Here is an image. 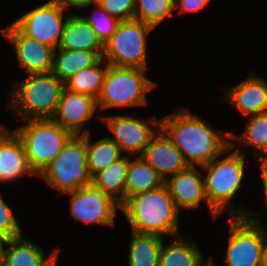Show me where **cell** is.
Returning a JSON list of instances; mask_svg holds the SVG:
<instances>
[{"instance_id":"3957f363","label":"cell","mask_w":267,"mask_h":266,"mask_svg":"<svg viewBox=\"0 0 267 266\" xmlns=\"http://www.w3.org/2000/svg\"><path fill=\"white\" fill-rule=\"evenodd\" d=\"M226 154L227 156L222 159L218 156L210 163L201 166V169L206 171L204 172L205 193L211 215L217 218L224 212L225 208H229V217L250 216L253 212L243 210L240 205V210H238L239 208L234 209L233 207L236 206L231 203V199L236 196L242 186V180L245 176L246 154L242 151H236L231 145L225 151Z\"/></svg>"},{"instance_id":"30bf717a","label":"cell","mask_w":267,"mask_h":266,"mask_svg":"<svg viewBox=\"0 0 267 266\" xmlns=\"http://www.w3.org/2000/svg\"><path fill=\"white\" fill-rule=\"evenodd\" d=\"M65 13L66 10L57 0H49L25 12L12 23L27 37L55 50L59 46L64 25L70 15Z\"/></svg>"},{"instance_id":"5b68a950","label":"cell","mask_w":267,"mask_h":266,"mask_svg":"<svg viewBox=\"0 0 267 266\" xmlns=\"http://www.w3.org/2000/svg\"><path fill=\"white\" fill-rule=\"evenodd\" d=\"M25 125L12 130L20 138L30 168L38 176L61 152L73 134L52 118L23 120Z\"/></svg>"},{"instance_id":"603a6c76","label":"cell","mask_w":267,"mask_h":266,"mask_svg":"<svg viewBox=\"0 0 267 266\" xmlns=\"http://www.w3.org/2000/svg\"><path fill=\"white\" fill-rule=\"evenodd\" d=\"M246 118L250 119L243 134L236 135L231 132V146L236 147V142H238L239 146L235 149L236 151H241L240 145L242 144L243 147L245 145L255 148L253 154L256 161L267 158V112L252 114Z\"/></svg>"},{"instance_id":"f546056e","label":"cell","mask_w":267,"mask_h":266,"mask_svg":"<svg viewBox=\"0 0 267 266\" xmlns=\"http://www.w3.org/2000/svg\"><path fill=\"white\" fill-rule=\"evenodd\" d=\"M94 5L96 7L93 10L94 12L90 16L82 17L92 26V29L104 44L115 33L121 21L109 15L99 3Z\"/></svg>"},{"instance_id":"f35d334b","label":"cell","mask_w":267,"mask_h":266,"mask_svg":"<svg viewBox=\"0 0 267 266\" xmlns=\"http://www.w3.org/2000/svg\"><path fill=\"white\" fill-rule=\"evenodd\" d=\"M58 256L48 265V266H57Z\"/></svg>"},{"instance_id":"d6a6232c","label":"cell","mask_w":267,"mask_h":266,"mask_svg":"<svg viewBox=\"0 0 267 266\" xmlns=\"http://www.w3.org/2000/svg\"><path fill=\"white\" fill-rule=\"evenodd\" d=\"M210 0H177L175 10L179 9V14L182 12H198L209 4Z\"/></svg>"},{"instance_id":"74e56055","label":"cell","mask_w":267,"mask_h":266,"mask_svg":"<svg viewBox=\"0 0 267 266\" xmlns=\"http://www.w3.org/2000/svg\"><path fill=\"white\" fill-rule=\"evenodd\" d=\"M209 258L207 263H204V260L202 259L197 266H218L217 264H213L212 260Z\"/></svg>"},{"instance_id":"ba28073f","label":"cell","mask_w":267,"mask_h":266,"mask_svg":"<svg viewBox=\"0 0 267 266\" xmlns=\"http://www.w3.org/2000/svg\"><path fill=\"white\" fill-rule=\"evenodd\" d=\"M154 27L141 20L121 21L104 43L102 58L116 67L147 69V35Z\"/></svg>"},{"instance_id":"2e32d148","label":"cell","mask_w":267,"mask_h":266,"mask_svg":"<svg viewBox=\"0 0 267 266\" xmlns=\"http://www.w3.org/2000/svg\"><path fill=\"white\" fill-rule=\"evenodd\" d=\"M142 157L157 171L164 181L189 166L180 150L161 128L151 138Z\"/></svg>"},{"instance_id":"4fadbf2b","label":"cell","mask_w":267,"mask_h":266,"mask_svg":"<svg viewBox=\"0 0 267 266\" xmlns=\"http://www.w3.org/2000/svg\"><path fill=\"white\" fill-rule=\"evenodd\" d=\"M0 34L13 44L19 67L28 74L50 73L54 49L24 35L13 23Z\"/></svg>"},{"instance_id":"d6986e66","label":"cell","mask_w":267,"mask_h":266,"mask_svg":"<svg viewBox=\"0 0 267 266\" xmlns=\"http://www.w3.org/2000/svg\"><path fill=\"white\" fill-rule=\"evenodd\" d=\"M58 48L103 52L104 44L82 16L70 13L64 25Z\"/></svg>"},{"instance_id":"1f68e13d","label":"cell","mask_w":267,"mask_h":266,"mask_svg":"<svg viewBox=\"0 0 267 266\" xmlns=\"http://www.w3.org/2000/svg\"><path fill=\"white\" fill-rule=\"evenodd\" d=\"M99 4L109 15L120 21L135 17V0H101Z\"/></svg>"},{"instance_id":"cb8c5ba5","label":"cell","mask_w":267,"mask_h":266,"mask_svg":"<svg viewBox=\"0 0 267 266\" xmlns=\"http://www.w3.org/2000/svg\"><path fill=\"white\" fill-rule=\"evenodd\" d=\"M128 155H123L92 177V185L111 195L121 205L125 202V182L129 167Z\"/></svg>"},{"instance_id":"6da1fadb","label":"cell","mask_w":267,"mask_h":266,"mask_svg":"<svg viewBox=\"0 0 267 266\" xmlns=\"http://www.w3.org/2000/svg\"><path fill=\"white\" fill-rule=\"evenodd\" d=\"M188 109H178L161 118V129L180 150L189 166H203L225 154L231 145V131H214Z\"/></svg>"},{"instance_id":"7a4b0ae2","label":"cell","mask_w":267,"mask_h":266,"mask_svg":"<svg viewBox=\"0 0 267 266\" xmlns=\"http://www.w3.org/2000/svg\"><path fill=\"white\" fill-rule=\"evenodd\" d=\"M131 231L163 238L178 236L179 213L165 183L150 191L129 197L122 205Z\"/></svg>"},{"instance_id":"7402d4cb","label":"cell","mask_w":267,"mask_h":266,"mask_svg":"<svg viewBox=\"0 0 267 266\" xmlns=\"http://www.w3.org/2000/svg\"><path fill=\"white\" fill-rule=\"evenodd\" d=\"M164 182V179L142 156L130 158L125 182V201L138 193L162 186Z\"/></svg>"},{"instance_id":"4dcf8cb0","label":"cell","mask_w":267,"mask_h":266,"mask_svg":"<svg viewBox=\"0 0 267 266\" xmlns=\"http://www.w3.org/2000/svg\"><path fill=\"white\" fill-rule=\"evenodd\" d=\"M0 235L7 239L16 238L23 235L21 224L11 211V208L0 195Z\"/></svg>"},{"instance_id":"f1b7e54d","label":"cell","mask_w":267,"mask_h":266,"mask_svg":"<svg viewBox=\"0 0 267 266\" xmlns=\"http://www.w3.org/2000/svg\"><path fill=\"white\" fill-rule=\"evenodd\" d=\"M173 0H135V17L154 28L175 11Z\"/></svg>"},{"instance_id":"4316f807","label":"cell","mask_w":267,"mask_h":266,"mask_svg":"<svg viewBox=\"0 0 267 266\" xmlns=\"http://www.w3.org/2000/svg\"><path fill=\"white\" fill-rule=\"evenodd\" d=\"M108 66L109 64L101 58L95 65L78 71L64 81L65 89L75 93L86 94L98 99L103 88Z\"/></svg>"},{"instance_id":"83f0119b","label":"cell","mask_w":267,"mask_h":266,"mask_svg":"<svg viewBox=\"0 0 267 266\" xmlns=\"http://www.w3.org/2000/svg\"><path fill=\"white\" fill-rule=\"evenodd\" d=\"M87 167L92 177L123 156L119 146L110 138L90 142V132L86 134Z\"/></svg>"},{"instance_id":"8992f818","label":"cell","mask_w":267,"mask_h":266,"mask_svg":"<svg viewBox=\"0 0 267 266\" xmlns=\"http://www.w3.org/2000/svg\"><path fill=\"white\" fill-rule=\"evenodd\" d=\"M38 177L61 193L91 186L92 175L87 167L86 134L73 135Z\"/></svg>"},{"instance_id":"277c9868","label":"cell","mask_w":267,"mask_h":266,"mask_svg":"<svg viewBox=\"0 0 267 266\" xmlns=\"http://www.w3.org/2000/svg\"><path fill=\"white\" fill-rule=\"evenodd\" d=\"M13 83L7 108L12 109L17 118L22 121L54 116L65 89L64 81L50 72L29 74L26 80Z\"/></svg>"},{"instance_id":"9a60e30c","label":"cell","mask_w":267,"mask_h":266,"mask_svg":"<svg viewBox=\"0 0 267 266\" xmlns=\"http://www.w3.org/2000/svg\"><path fill=\"white\" fill-rule=\"evenodd\" d=\"M196 167L188 166L185 170L168 177L164 182L179 210L197 208L202 201L209 208L204 175Z\"/></svg>"},{"instance_id":"5bb4252c","label":"cell","mask_w":267,"mask_h":266,"mask_svg":"<svg viewBox=\"0 0 267 266\" xmlns=\"http://www.w3.org/2000/svg\"><path fill=\"white\" fill-rule=\"evenodd\" d=\"M97 110V99L64 89L52 119L73 135H84L90 132L86 124Z\"/></svg>"},{"instance_id":"52a82bcc","label":"cell","mask_w":267,"mask_h":266,"mask_svg":"<svg viewBox=\"0 0 267 266\" xmlns=\"http://www.w3.org/2000/svg\"><path fill=\"white\" fill-rule=\"evenodd\" d=\"M147 69L108 66L102 91L97 99L98 109L138 107L148 103L146 95L157 86L145 76Z\"/></svg>"},{"instance_id":"7c38bea8","label":"cell","mask_w":267,"mask_h":266,"mask_svg":"<svg viewBox=\"0 0 267 266\" xmlns=\"http://www.w3.org/2000/svg\"><path fill=\"white\" fill-rule=\"evenodd\" d=\"M70 197L71 216L86 224L115 225L116 210L121 204L93 185L65 193Z\"/></svg>"},{"instance_id":"ab89813d","label":"cell","mask_w":267,"mask_h":266,"mask_svg":"<svg viewBox=\"0 0 267 266\" xmlns=\"http://www.w3.org/2000/svg\"><path fill=\"white\" fill-rule=\"evenodd\" d=\"M101 0H93V4L99 3Z\"/></svg>"},{"instance_id":"836d02e7","label":"cell","mask_w":267,"mask_h":266,"mask_svg":"<svg viewBox=\"0 0 267 266\" xmlns=\"http://www.w3.org/2000/svg\"><path fill=\"white\" fill-rule=\"evenodd\" d=\"M57 2L65 9L68 7H75L78 9L87 8L93 5V0H57Z\"/></svg>"},{"instance_id":"e0dca14e","label":"cell","mask_w":267,"mask_h":266,"mask_svg":"<svg viewBox=\"0 0 267 266\" xmlns=\"http://www.w3.org/2000/svg\"><path fill=\"white\" fill-rule=\"evenodd\" d=\"M33 174L36 175L28 164L20 138L0 124V182L8 183Z\"/></svg>"},{"instance_id":"484cf974","label":"cell","mask_w":267,"mask_h":266,"mask_svg":"<svg viewBox=\"0 0 267 266\" xmlns=\"http://www.w3.org/2000/svg\"><path fill=\"white\" fill-rule=\"evenodd\" d=\"M203 259L201 250L195 242L187 241L184 236L172 237L169 244L160 251L159 266H197Z\"/></svg>"},{"instance_id":"ffe728a7","label":"cell","mask_w":267,"mask_h":266,"mask_svg":"<svg viewBox=\"0 0 267 266\" xmlns=\"http://www.w3.org/2000/svg\"><path fill=\"white\" fill-rule=\"evenodd\" d=\"M22 236L8 239L4 250V266H48L57 256L52 251L48 257L39 245Z\"/></svg>"},{"instance_id":"9c48e42d","label":"cell","mask_w":267,"mask_h":266,"mask_svg":"<svg viewBox=\"0 0 267 266\" xmlns=\"http://www.w3.org/2000/svg\"><path fill=\"white\" fill-rule=\"evenodd\" d=\"M224 266H261L262 221L259 215L229 217Z\"/></svg>"},{"instance_id":"8fae6325","label":"cell","mask_w":267,"mask_h":266,"mask_svg":"<svg viewBox=\"0 0 267 266\" xmlns=\"http://www.w3.org/2000/svg\"><path fill=\"white\" fill-rule=\"evenodd\" d=\"M100 118L111 131L109 134H113L114 137L110 138L119 146L122 154L128 156H142L151 138L161 127V118L155 117L149 120H140L130 115H109Z\"/></svg>"},{"instance_id":"ac0fdd59","label":"cell","mask_w":267,"mask_h":266,"mask_svg":"<svg viewBox=\"0 0 267 266\" xmlns=\"http://www.w3.org/2000/svg\"><path fill=\"white\" fill-rule=\"evenodd\" d=\"M225 102L231 103L244 117L267 112V81L258 75L247 77L241 83L227 88Z\"/></svg>"},{"instance_id":"d590c367","label":"cell","mask_w":267,"mask_h":266,"mask_svg":"<svg viewBox=\"0 0 267 266\" xmlns=\"http://www.w3.org/2000/svg\"><path fill=\"white\" fill-rule=\"evenodd\" d=\"M261 266H267V228L262 225Z\"/></svg>"},{"instance_id":"e575fe53","label":"cell","mask_w":267,"mask_h":266,"mask_svg":"<svg viewBox=\"0 0 267 266\" xmlns=\"http://www.w3.org/2000/svg\"><path fill=\"white\" fill-rule=\"evenodd\" d=\"M258 164L261 171V179L263 181L264 198L267 204V158L259 160Z\"/></svg>"},{"instance_id":"44dd1931","label":"cell","mask_w":267,"mask_h":266,"mask_svg":"<svg viewBox=\"0 0 267 266\" xmlns=\"http://www.w3.org/2000/svg\"><path fill=\"white\" fill-rule=\"evenodd\" d=\"M102 54L103 52L57 48L53 53L51 73L60 80L66 81L78 71L95 65L102 58Z\"/></svg>"},{"instance_id":"8d00e7d4","label":"cell","mask_w":267,"mask_h":266,"mask_svg":"<svg viewBox=\"0 0 267 266\" xmlns=\"http://www.w3.org/2000/svg\"><path fill=\"white\" fill-rule=\"evenodd\" d=\"M8 239L0 235V265L4 264V250Z\"/></svg>"},{"instance_id":"d4e9b609","label":"cell","mask_w":267,"mask_h":266,"mask_svg":"<svg viewBox=\"0 0 267 266\" xmlns=\"http://www.w3.org/2000/svg\"><path fill=\"white\" fill-rule=\"evenodd\" d=\"M129 266H159L160 251L165 238L131 231Z\"/></svg>"}]
</instances>
